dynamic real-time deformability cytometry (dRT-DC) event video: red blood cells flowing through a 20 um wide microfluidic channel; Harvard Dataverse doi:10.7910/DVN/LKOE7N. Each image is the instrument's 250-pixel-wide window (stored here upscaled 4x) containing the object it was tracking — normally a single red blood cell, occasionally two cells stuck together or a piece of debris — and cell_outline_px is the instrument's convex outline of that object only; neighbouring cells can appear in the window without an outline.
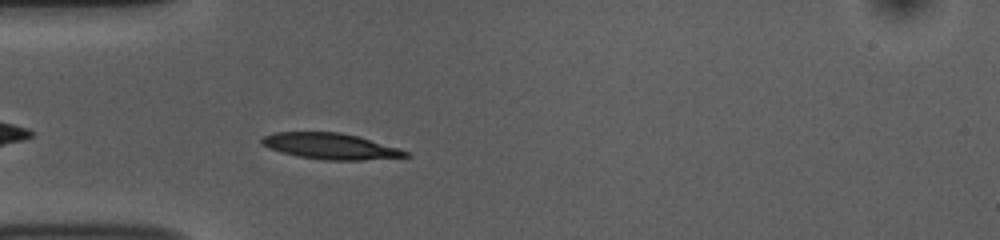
{"species": "common noctule bat (a hibernating species)", "species_latin": "Nyctalus noctula", "temperature_condition": "room temperature", "stored_images_in_passage": 42, "camera_frame_rate_fps": 3000, "um_per_image_px": 0.085, "animal": {"sex": "female", "body_mass_g": 10.0, "forearm_length_mm": 53.1}, "frame": {"image": 1, "passage_image": 4, "time_ms": 1.0, "image_size_px": [1000, 240], "cell_outline_px": [[412, 156], [360, 160], [324, 160], [296, 156], [268, 148], [260, 144], [260, 140], [264, 136], [276, 132], [340, 132], [356, 136], [400, 148], [408, 152]], "centroid_in_image_um": [28.07, 12.43], "position_along_channel_um": 56.9, "area_um2": 21.73}}
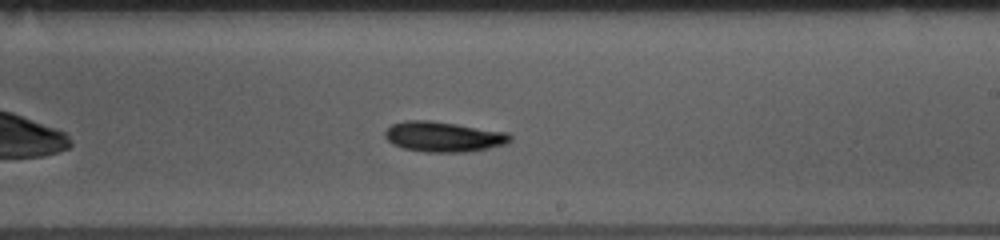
{"frame": {"image": 2, "passage_image": 20, "time_ms": 6.333, "image_size_px": [1000, 240], "cell_outline_px": [[512, 140], [504, 144], [488, 148], [464, 152], [424, 152], [404, 148], [392, 144], [384, 136], [384, 132], [392, 124], [404, 120], [428, 120], [456, 124], [508, 132], [512, 136]], "centroid_in_image_um": [37.68, 11.62], "position_along_channel_um": 251.3, "area_um2": 22.02}}
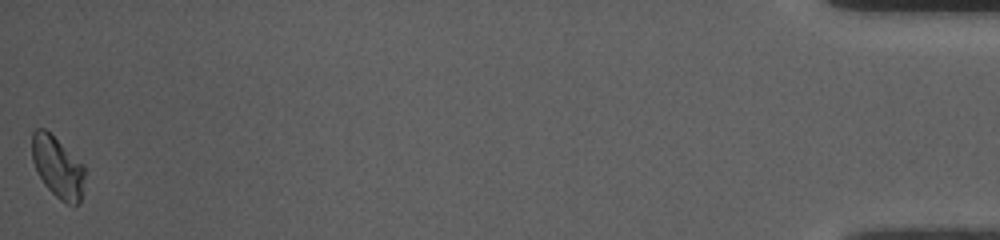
{"frame": {"image": 3, "passage_image": 42, "time_ms": 13.667, "image_size_px": [1000, 240], "cell_outline_px": [[84, 176], [80, 204], [68, 204], [60, 200], [44, 184], [36, 172], [32, 160], [32, 132], [36, 128], [44, 128], [84, 164]], "centroid_in_image_um": [4.88, 14.2], "position_along_channel_um": 430.3, "area_um2": 18.79}, "authors_computed_cell_mechanics": {"area_um2": 21.097, "velocity_mm_per_s": 3.7324, "shape_relaxation_time_tau1_ms": 3.1647, "shape_relaxation_time_tau2_ms": null, "deformation_change_tau1": 0.0992, "deformation_change_tau2": null}}